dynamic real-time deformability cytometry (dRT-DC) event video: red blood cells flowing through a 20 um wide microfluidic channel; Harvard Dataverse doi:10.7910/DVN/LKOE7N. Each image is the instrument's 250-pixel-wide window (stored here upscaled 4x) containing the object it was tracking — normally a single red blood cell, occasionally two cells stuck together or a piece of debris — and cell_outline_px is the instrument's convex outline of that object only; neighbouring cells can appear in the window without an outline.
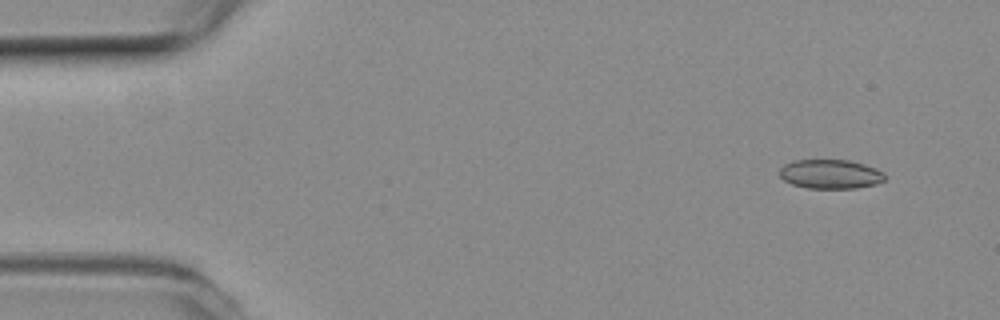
{"species": "common noctule bat (a hibernating species)", "species_latin": "Nyctalus noctula", "temperature_condition": "room temperature", "stored_images_in_passage": 53, "camera_frame_rate_fps": 3000, "um_per_image_px": 0.085, "animal": {"sex": "female", "body_mass_g": 19.3, "forearm_length_mm": 54.1}, "frame": {"image": 1, "passage_image": 3, "time_ms": 0.667, "image_size_px": [1000, 320], "cell_outline_px": [[884, 180], [876, 184], [856, 188], [808, 188], [792, 184], [784, 180], [780, 176], [780, 168], [784, 164], [792, 160], [848, 160], [864, 164], [876, 168], [884, 172]], "centroid_in_image_um": [70.58, 14.79], "position_along_channel_um": 14.4, "area_um2": 17.92}}
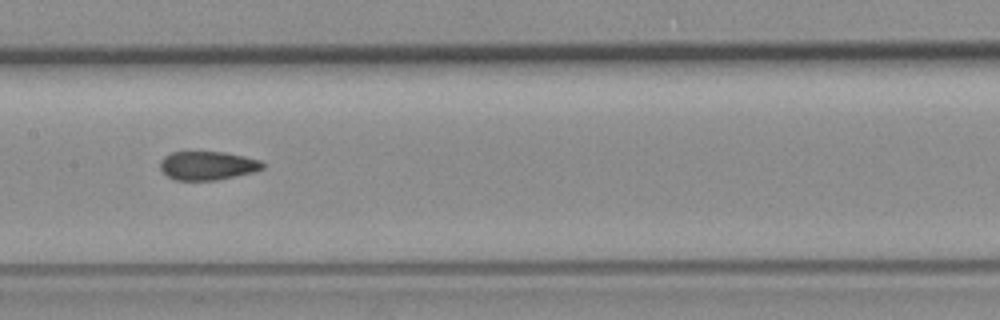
{"frame": {"image": 2, "passage_image": 25, "time_ms": 8.0, "image_size_px": [1000, 320], "cell_outline_px": [[264, 168], [252, 172], [216, 180], [176, 180], [168, 176], [160, 168], [160, 160], [164, 156], [172, 152], [224, 152], [244, 156], [260, 160], [264, 164]], "centroid_in_image_um": [17.63, 14.07], "position_along_channel_um": 189.8, "area_um2": 16.99}}
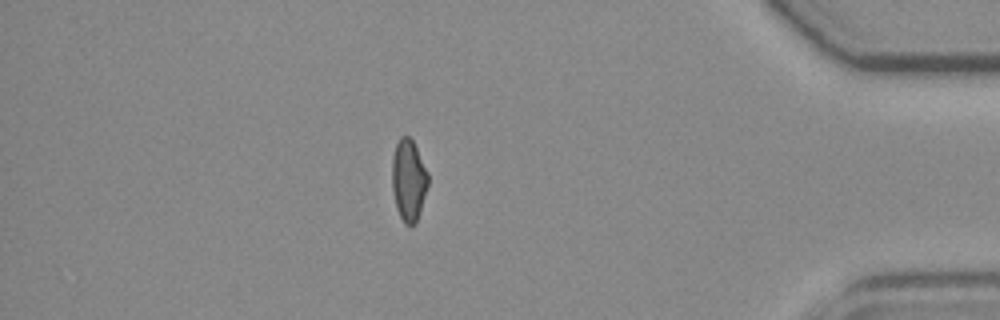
{"frame": {"image": 3, "passage_image": 45, "time_ms": 14.667, "image_size_px": [1000, 320], "cell_outline_px": [[428, 184], [416, 224], [404, 224], [396, 208], [392, 188], [392, 156], [396, 144], [400, 136], [408, 136], [412, 140], [428, 172]], "centroid_in_image_um": [34.72, 15.31], "position_along_channel_um": 400.5, "area_um2": 17.05}, "authors_computed_cell_mechanics": {"area_um2": 17.8602, "velocity_mm_per_s": 3.827, "shape_relaxation_time_tau1_ms": null, "shape_relaxation_time_tau2_ms": 1.9496, "deformation_change_tau1": null, "deformation_change_tau2": 0.0672}}